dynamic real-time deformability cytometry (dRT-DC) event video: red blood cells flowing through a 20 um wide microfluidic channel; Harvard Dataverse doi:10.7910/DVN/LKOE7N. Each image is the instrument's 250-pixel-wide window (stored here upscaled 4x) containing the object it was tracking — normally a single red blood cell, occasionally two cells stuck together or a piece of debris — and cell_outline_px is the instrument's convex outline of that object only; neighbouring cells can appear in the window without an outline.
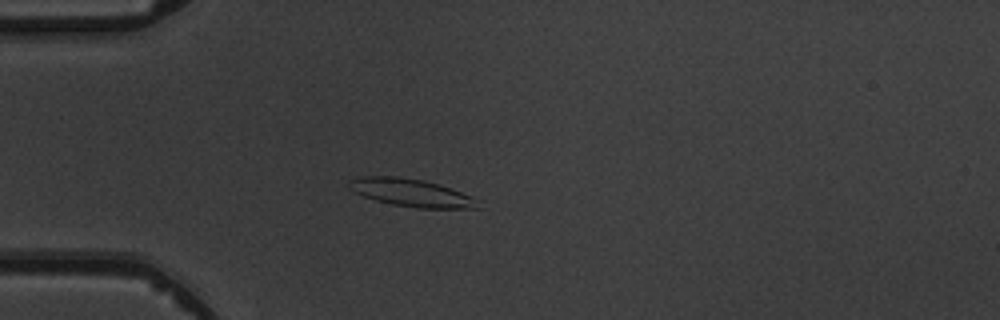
{"species": "common noctule bat (a hibernating species)", "species_latin": "Nyctalus noctula", "temperature_condition": "warm", "stored_images_in_passage": 5, "camera_frame_rate_fps": 3000, "um_per_image_px": 0.085, "animal": {"sex": "male", "body_mass_g": 19.5, "forearm_length_mm": 54.6}, "frame": {"image": 1, "passage_image": 4, "time_ms": 4.333, "image_size_px": [1000, 320], "cell_outline_px": [[480, 208], [416, 208], [392, 204], [376, 200], [364, 196], [348, 188], [348, 180], [364, 176], [396, 176], [424, 180], [440, 184], [452, 188], [472, 196], [480, 200]], "centroid_in_image_um": [35.0, 16.38], "position_along_channel_um": 50.0, "area_um2": 20.98}}